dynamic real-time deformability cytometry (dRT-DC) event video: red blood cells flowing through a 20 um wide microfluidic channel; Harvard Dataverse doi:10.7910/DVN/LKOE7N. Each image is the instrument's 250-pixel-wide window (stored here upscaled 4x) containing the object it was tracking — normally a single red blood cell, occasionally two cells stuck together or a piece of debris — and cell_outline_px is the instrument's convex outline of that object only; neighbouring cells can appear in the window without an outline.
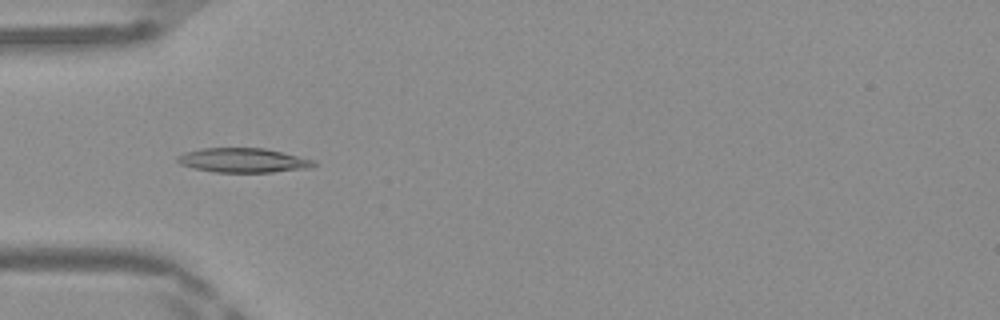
{"species": "Egyptian fruit bat (a non-hibernating species)", "species_latin": "Rousettus aegyptiacus", "temperature_condition": "warm", "stored_images_in_passage": 35, "camera_frame_rate_fps": 3000, "um_per_image_px": 0.085, "frame": {"image": 1, "passage_image": 2, "time_ms": 0.333, "image_size_px": [1000, 320], "cell_outline_px": [[316, 164], [308, 168], [272, 172], [216, 172], [192, 168], [180, 164], [176, 160], [176, 156], [184, 152], [204, 148], [264, 148], [316, 160]], "centroid_in_image_um": [20.64, 13.62], "position_along_channel_um": 64.4, "area_um2": 19.36}}
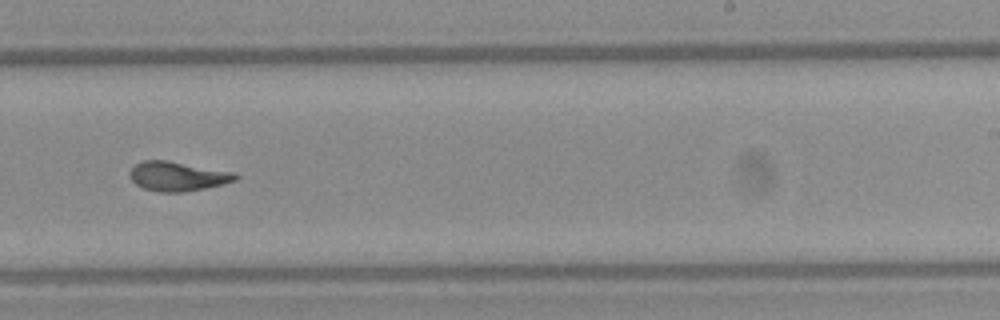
{"frame": {"image": 2, "passage_image": 17, "time_ms": 5.333, "image_size_px": [1000, 320], "cell_outline_px": [[240, 176], [236, 180], [224, 184], [184, 192], [160, 192], [144, 188], [136, 184], [128, 176], [128, 172], [140, 160], [168, 160], [236, 172]], "centroid_in_image_um": [15.11, 14.97], "position_along_channel_um": 273.9, "area_um2": 18.32}}
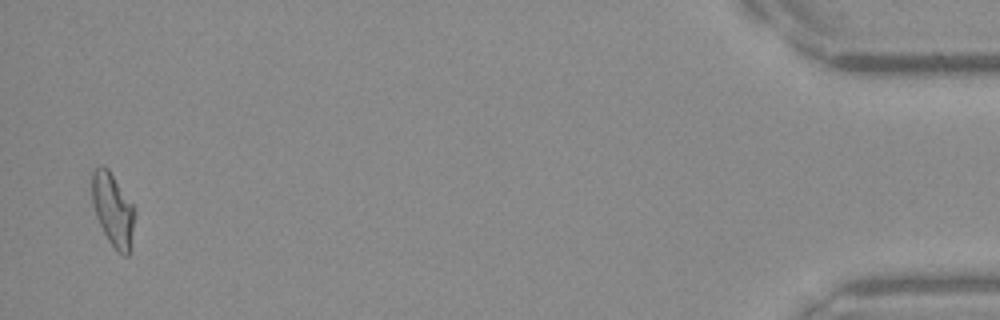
{"frame": {"image": 3, "passage_image": 34, "time_ms": 11.0, "image_size_px": [1000, 320], "cell_outline_px": [[136, 212], [128, 256], [124, 256], [116, 252], [108, 240], [96, 216], [92, 200], [92, 168], [108, 168], [136, 208]], "centroid_in_image_um": [9.62, 17.84], "position_along_channel_um": 425.6, "area_um2": 18.15}, "authors_computed_cell_mechanics": {"area_um2": 17.6868, "velocity_mm_per_s": 4.2077, "shape_relaxation_time_tau1_ms": 7.3578, "shape_relaxation_time_tau2_ms": 1.9696, "deformation_change_tau1": 0.2316, "deformation_change_tau2": 0.0788}}